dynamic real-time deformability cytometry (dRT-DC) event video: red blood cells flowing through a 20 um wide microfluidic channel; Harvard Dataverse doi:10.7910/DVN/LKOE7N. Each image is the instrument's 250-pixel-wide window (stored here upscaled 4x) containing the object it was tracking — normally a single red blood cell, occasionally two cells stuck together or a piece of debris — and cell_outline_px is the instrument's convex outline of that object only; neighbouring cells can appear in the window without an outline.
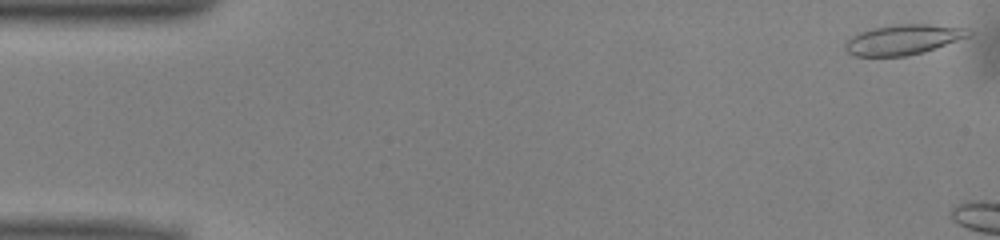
{"species": "common noctule bat (a hibernating species)", "species_latin": "Nyctalus noctula", "temperature_condition": "warm", "stored_images_in_passage": 5, "camera_frame_rate_fps": 3000, "um_per_image_px": 0.085, "animal": {"sex": "male", "body_mass_g": 13.0, "forearm_length_mm": 53.1}, "frame": {"image": 1, "passage_image": 1, "time_ms": 0.0, "image_size_px": [1000, 240], "cell_outline_px": [[972, 32], [968, 36], [936, 48], [924, 52], [904, 56], [852, 56], [844, 48], [844, 44], [852, 36], [860, 32], [872, 28], [896, 24], [928, 24], [964, 28]], "centroid_in_image_um": [76.72, 3.37], "position_along_channel_um": 8.3, "area_um2": 21.44}}